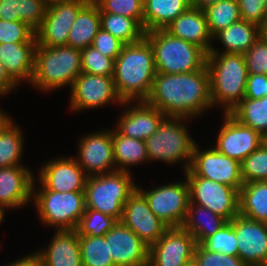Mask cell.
Here are the masks:
<instances>
[{
	"label": "cell",
	"instance_id": "6da1fadb",
	"mask_svg": "<svg viewBox=\"0 0 267 266\" xmlns=\"http://www.w3.org/2000/svg\"><path fill=\"white\" fill-rule=\"evenodd\" d=\"M145 101L166 117L193 119L201 116L203 112L213 108L207 66L186 73H156Z\"/></svg>",
	"mask_w": 267,
	"mask_h": 266
},
{
	"label": "cell",
	"instance_id": "7a4b0ae2",
	"mask_svg": "<svg viewBox=\"0 0 267 266\" xmlns=\"http://www.w3.org/2000/svg\"><path fill=\"white\" fill-rule=\"evenodd\" d=\"M155 75L153 50L145 38L123 45L115 59L113 74L115 89L122 101L146 100Z\"/></svg>",
	"mask_w": 267,
	"mask_h": 266
},
{
	"label": "cell",
	"instance_id": "3957f363",
	"mask_svg": "<svg viewBox=\"0 0 267 266\" xmlns=\"http://www.w3.org/2000/svg\"><path fill=\"white\" fill-rule=\"evenodd\" d=\"M206 66L210 75V96L215 106L230 113L245 97L248 69L243 54L208 53Z\"/></svg>",
	"mask_w": 267,
	"mask_h": 266
},
{
	"label": "cell",
	"instance_id": "277c9868",
	"mask_svg": "<svg viewBox=\"0 0 267 266\" xmlns=\"http://www.w3.org/2000/svg\"><path fill=\"white\" fill-rule=\"evenodd\" d=\"M82 72L81 50L70 46L47 47L36 45L34 69L30 84L48 92L73 85Z\"/></svg>",
	"mask_w": 267,
	"mask_h": 266
},
{
	"label": "cell",
	"instance_id": "5b68a950",
	"mask_svg": "<svg viewBox=\"0 0 267 266\" xmlns=\"http://www.w3.org/2000/svg\"><path fill=\"white\" fill-rule=\"evenodd\" d=\"M153 50L156 73L178 74L201 70L207 53L200 47L172 36L165 29L145 32Z\"/></svg>",
	"mask_w": 267,
	"mask_h": 266
},
{
	"label": "cell",
	"instance_id": "8992f818",
	"mask_svg": "<svg viewBox=\"0 0 267 266\" xmlns=\"http://www.w3.org/2000/svg\"><path fill=\"white\" fill-rule=\"evenodd\" d=\"M188 118L165 117L157 130L145 140L148 160L179 164L184 173L189 169L195 140L190 135ZM179 162V163H178Z\"/></svg>",
	"mask_w": 267,
	"mask_h": 266
},
{
	"label": "cell",
	"instance_id": "52a82bcc",
	"mask_svg": "<svg viewBox=\"0 0 267 266\" xmlns=\"http://www.w3.org/2000/svg\"><path fill=\"white\" fill-rule=\"evenodd\" d=\"M131 172L114 171L87 178L85 185L86 209H94L120 221L123 206L136 190Z\"/></svg>",
	"mask_w": 267,
	"mask_h": 266
},
{
	"label": "cell",
	"instance_id": "ba28073f",
	"mask_svg": "<svg viewBox=\"0 0 267 266\" xmlns=\"http://www.w3.org/2000/svg\"><path fill=\"white\" fill-rule=\"evenodd\" d=\"M33 199L42 224L55 230H75L86 210L85 192H56L36 190Z\"/></svg>",
	"mask_w": 267,
	"mask_h": 266
},
{
	"label": "cell",
	"instance_id": "9c48e42d",
	"mask_svg": "<svg viewBox=\"0 0 267 266\" xmlns=\"http://www.w3.org/2000/svg\"><path fill=\"white\" fill-rule=\"evenodd\" d=\"M184 180L148 190L136 186L147 200L151 211L169 227H181L187 214L190 197L187 180Z\"/></svg>",
	"mask_w": 267,
	"mask_h": 266
},
{
	"label": "cell",
	"instance_id": "30bf717a",
	"mask_svg": "<svg viewBox=\"0 0 267 266\" xmlns=\"http://www.w3.org/2000/svg\"><path fill=\"white\" fill-rule=\"evenodd\" d=\"M194 144L189 169L183 176H198L237 190L243 186L241 163L218 152L214 147L201 149Z\"/></svg>",
	"mask_w": 267,
	"mask_h": 266
},
{
	"label": "cell",
	"instance_id": "8fae6325",
	"mask_svg": "<svg viewBox=\"0 0 267 266\" xmlns=\"http://www.w3.org/2000/svg\"><path fill=\"white\" fill-rule=\"evenodd\" d=\"M190 203L210 209L230 222L238 215L239 190L198 176H185Z\"/></svg>",
	"mask_w": 267,
	"mask_h": 266
},
{
	"label": "cell",
	"instance_id": "7c38bea8",
	"mask_svg": "<svg viewBox=\"0 0 267 266\" xmlns=\"http://www.w3.org/2000/svg\"><path fill=\"white\" fill-rule=\"evenodd\" d=\"M70 109L74 112L100 108L110 103L120 106L123 101L118 96L113 77L81 72L70 89Z\"/></svg>",
	"mask_w": 267,
	"mask_h": 266
},
{
	"label": "cell",
	"instance_id": "4fadbf2b",
	"mask_svg": "<svg viewBox=\"0 0 267 266\" xmlns=\"http://www.w3.org/2000/svg\"><path fill=\"white\" fill-rule=\"evenodd\" d=\"M78 164L87 177L98 176L116 171L113 157L112 129L89 133L78 141Z\"/></svg>",
	"mask_w": 267,
	"mask_h": 266
},
{
	"label": "cell",
	"instance_id": "5bb4252c",
	"mask_svg": "<svg viewBox=\"0 0 267 266\" xmlns=\"http://www.w3.org/2000/svg\"><path fill=\"white\" fill-rule=\"evenodd\" d=\"M222 127L219 128L213 147L220 153L242 162L266 139L251 127L245 126L230 113H224Z\"/></svg>",
	"mask_w": 267,
	"mask_h": 266
},
{
	"label": "cell",
	"instance_id": "9a60e30c",
	"mask_svg": "<svg viewBox=\"0 0 267 266\" xmlns=\"http://www.w3.org/2000/svg\"><path fill=\"white\" fill-rule=\"evenodd\" d=\"M38 170L39 189L56 192L84 191L87 176L73 156L58 157L46 161Z\"/></svg>",
	"mask_w": 267,
	"mask_h": 266
},
{
	"label": "cell",
	"instance_id": "2e32d148",
	"mask_svg": "<svg viewBox=\"0 0 267 266\" xmlns=\"http://www.w3.org/2000/svg\"><path fill=\"white\" fill-rule=\"evenodd\" d=\"M120 221L149 247L170 228L151 211L147 200L137 189L124 204Z\"/></svg>",
	"mask_w": 267,
	"mask_h": 266
},
{
	"label": "cell",
	"instance_id": "e0dca14e",
	"mask_svg": "<svg viewBox=\"0 0 267 266\" xmlns=\"http://www.w3.org/2000/svg\"><path fill=\"white\" fill-rule=\"evenodd\" d=\"M196 241L182 227H170L149 247L150 266H185L194 258Z\"/></svg>",
	"mask_w": 267,
	"mask_h": 266
},
{
	"label": "cell",
	"instance_id": "ac0fdd59",
	"mask_svg": "<svg viewBox=\"0 0 267 266\" xmlns=\"http://www.w3.org/2000/svg\"><path fill=\"white\" fill-rule=\"evenodd\" d=\"M233 225L238 244V257L246 266L267 265V223L235 216Z\"/></svg>",
	"mask_w": 267,
	"mask_h": 266
},
{
	"label": "cell",
	"instance_id": "d6986e66",
	"mask_svg": "<svg viewBox=\"0 0 267 266\" xmlns=\"http://www.w3.org/2000/svg\"><path fill=\"white\" fill-rule=\"evenodd\" d=\"M104 237L115 266H146L148 264L149 246L121 221H117Z\"/></svg>",
	"mask_w": 267,
	"mask_h": 266
},
{
	"label": "cell",
	"instance_id": "ffe728a7",
	"mask_svg": "<svg viewBox=\"0 0 267 266\" xmlns=\"http://www.w3.org/2000/svg\"><path fill=\"white\" fill-rule=\"evenodd\" d=\"M121 106L128 107L125 111H122L121 116H118L120 118L116 122L115 129L121 135L143 141L157 130L166 117L159 109L145 100L123 101Z\"/></svg>",
	"mask_w": 267,
	"mask_h": 266
},
{
	"label": "cell",
	"instance_id": "44dd1931",
	"mask_svg": "<svg viewBox=\"0 0 267 266\" xmlns=\"http://www.w3.org/2000/svg\"><path fill=\"white\" fill-rule=\"evenodd\" d=\"M85 5L66 3L47 7L42 24L35 31L37 44L47 47L66 46L70 29Z\"/></svg>",
	"mask_w": 267,
	"mask_h": 266
},
{
	"label": "cell",
	"instance_id": "7402d4cb",
	"mask_svg": "<svg viewBox=\"0 0 267 266\" xmlns=\"http://www.w3.org/2000/svg\"><path fill=\"white\" fill-rule=\"evenodd\" d=\"M33 172L24 165L0 168V203L6 209L27 206L33 199Z\"/></svg>",
	"mask_w": 267,
	"mask_h": 266
},
{
	"label": "cell",
	"instance_id": "603a6c76",
	"mask_svg": "<svg viewBox=\"0 0 267 266\" xmlns=\"http://www.w3.org/2000/svg\"><path fill=\"white\" fill-rule=\"evenodd\" d=\"M46 247L35 252L43 266H82L76 230H55Z\"/></svg>",
	"mask_w": 267,
	"mask_h": 266
},
{
	"label": "cell",
	"instance_id": "cb8c5ba5",
	"mask_svg": "<svg viewBox=\"0 0 267 266\" xmlns=\"http://www.w3.org/2000/svg\"><path fill=\"white\" fill-rule=\"evenodd\" d=\"M165 30L172 36L202 48L207 54L212 46V35L209 32L204 10L190 7L171 22Z\"/></svg>",
	"mask_w": 267,
	"mask_h": 266
},
{
	"label": "cell",
	"instance_id": "d4e9b609",
	"mask_svg": "<svg viewBox=\"0 0 267 266\" xmlns=\"http://www.w3.org/2000/svg\"><path fill=\"white\" fill-rule=\"evenodd\" d=\"M37 42L1 43L0 61L10 78L19 86L31 81Z\"/></svg>",
	"mask_w": 267,
	"mask_h": 266
},
{
	"label": "cell",
	"instance_id": "484cf974",
	"mask_svg": "<svg viewBox=\"0 0 267 266\" xmlns=\"http://www.w3.org/2000/svg\"><path fill=\"white\" fill-rule=\"evenodd\" d=\"M260 37V27L243 19L217 32L212 40H219L224 50L220 52L215 45L209 53H236L244 54Z\"/></svg>",
	"mask_w": 267,
	"mask_h": 266
},
{
	"label": "cell",
	"instance_id": "4316f807",
	"mask_svg": "<svg viewBox=\"0 0 267 266\" xmlns=\"http://www.w3.org/2000/svg\"><path fill=\"white\" fill-rule=\"evenodd\" d=\"M190 7L191 0H143L144 31L165 29Z\"/></svg>",
	"mask_w": 267,
	"mask_h": 266
},
{
	"label": "cell",
	"instance_id": "83f0119b",
	"mask_svg": "<svg viewBox=\"0 0 267 266\" xmlns=\"http://www.w3.org/2000/svg\"><path fill=\"white\" fill-rule=\"evenodd\" d=\"M227 223L225 218L215 214L210 209L189 202L187 214L181 227L193 236L196 244H201Z\"/></svg>",
	"mask_w": 267,
	"mask_h": 266
},
{
	"label": "cell",
	"instance_id": "f1b7e54d",
	"mask_svg": "<svg viewBox=\"0 0 267 266\" xmlns=\"http://www.w3.org/2000/svg\"><path fill=\"white\" fill-rule=\"evenodd\" d=\"M100 28V9L95 2H90L78 12L70 29L67 46L85 49L92 45Z\"/></svg>",
	"mask_w": 267,
	"mask_h": 266
},
{
	"label": "cell",
	"instance_id": "f546056e",
	"mask_svg": "<svg viewBox=\"0 0 267 266\" xmlns=\"http://www.w3.org/2000/svg\"><path fill=\"white\" fill-rule=\"evenodd\" d=\"M112 143L116 171L131 172L132 166L149 162L145 141L121 135L114 128Z\"/></svg>",
	"mask_w": 267,
	"mask_h": 266
},
{
	"label": "cell",
	"instance_id": "4dcf8cb0",
	"mask_svg": "<svg viewBox=\"0 0 267 266\" xmlns=\"http://www.w3.org/2000/svg\"><path fill=\"white\" fill-rule=\"evenodd\" d=\"M45 0H1L0 20L22 21L35 31L46 15Z\"/></svg>",
	"mask_w": 267,
	"mask_h": 266
},
{
	"label": "cell",
	"instance_id": "1f68e13d",
	"mask_svg": "<svg viewBox=\"0 0 267 266\" xmlns=\"http://www.w3.org/2000/svg\"><path fill=\"white\" fill-rule=\"evenodd\" d=\"M238 215L267 223V181L243 184L239 190Z\"/></svg>",
	"mask_w": 267,
	"mask_h": 266
},
{
	"label": "cell",
	"instance_id": "d6a6232c",
	"mask_svg": "<svg viewBox=\"0 0 267 266\" xmlns=\"http://www.w3.org/2000/svg\"><path fill=\"white\" fill-rule=\"evenodd\" d=\"M14 122L9 117L0 127V168L22 165L24 133Z\"/></svg>",
	"mask_w": 267,
	"mask_h": 266
},
{
	"label": "cell",
	"instance_id": "836d02e7",
	"mask_svg": "<svg viewBox=\"0 0 267 266\" xmlns=\"http://www.w3.org/2000/svg\"><path fill=\"white\" fill-rule=\"evenodd\" d=\"M230 114L267 140V96L261 99L243 98Z\"/></svg>",
	"mask_w": 267,
	"mask_h": 266
},
{
	"label": "cell",
	"instance_id": "e575fe53",
	"mask_svg": "<svg viewBox=\"0 0 267 266\" xmlns=\"http://www.w3.org/2000/svg\"><path fill=\"white\" fill-rule=\"evenodd\" d=\"M100 25L105 31L124 44L141 41L145 37L144 28L133 18L113 13H100Z\"/></svg>",
	"mask_w": 267,
	"mask_h": 266
},
{
	"label": "cell",
	"instance_id": "d590c367",
	"mask_svg": "<svg viewBox=\"0 0 267 266\" xmlns=\"http://www.w3.org/2000/svg\"><path fill=\"white\" fill-rule=\"evenodd\" d=\"M212 37L241 19L239 4L234 0H218L204 9Z\"/></svg>",
	"mask_w": 267,
	"mask_h": 266
},
{
	"label": "cell",
	"instance_id": "8d00e7d4",
	"mask_svg": "<svg viewBox=\"0 0 267 266\" xmlns=\"http://www.w3.org/2000/svg\"><path fill=\"white\" fill-rule=\"evenodd\" d=\"M82 266H115L104 236L79 235Z\"/></svg>",
	"mask_w": 267,
	"mask_h": 266
},
{
	"label": "cell",
	"instance_id": "74e56055",
	"mask_svg": "<svg viewBox=\"0 0 267 266\" xmlns=\"http://www.w3.org/2000/svg\"><path fill=\"white\" fill-rule=\"evenodd\" d=\"M241 176L244 184L267 181V140L241 162Z\"/></svg>",
	"mask_w": 267,
	"mask_h": 266
},
{
	"label": "cell",
	"instance_id": "f35d334b",
	"mask_svg": "<svg viewBox=\"0 0 267 266\" xmlns=\"http://www.w3.org/2000/svg\"><path fill=\"white\" fill-rule=\"evenodd\" d=\"M117 223L109 215L94 209H86L76 227L78 235L104 236Z\"/></svg>",
	"mask_w": 267,
	"mask_h": 266
},
{
	"label": "cell",
	"instance_id": "ab89813d",
	"mask_svg": "<svg viewBox=\"0 0 267 266\" xmlns=\"http://www.w3.org/2000/svg\"><path fill=\"white\" fill-rule=\"evenodd\" d=\"M201 245L211 252L238 256V244L233 225L228 222L212 236L207 237Z\"/></svg>",
	"mask_w": 267,
	"mask_h": 266
},
{
	"label": "cell",
	"instance_id": "60d3db41",
	"mask_svg": "<svg viewBox=\"0 0 267 266\" xmlns=\"http://www.w3.org/2000/svg\"><path fill=\"white\" fill-rule=\"evenodd\" d=\"M82 72L113 77L115 60L104 56L92 45L81 50Z\"/></svg>",
	"mask_w": 267,
	"mask_h": 266
},
{
	"label": "cell",
	"instance_id": "b9f144b4",
	"mask_svg": "<svg viewBox=\"0 0 267 266\" xmlns=\"http://www.w3.org/2000/svg\"><path fill=\"white\" fill-rule=\"evenodd\" d=\"M100 13L131 17L143 27V0H97Z\"/></svg>",
	"mask_w": 267,
	"mask_h": 266
},
{
	"label": "cell",
	"instance_id": "7bdbcfd3",
	"mask_svg": "<svg viewBox=\"0 0 267 266\" xmlns=\"http://www.w3.org/2000/svg\"><path fill=\"white\" fill-rule=\"evenodd\" d=\"M27 42H37L33 28L22 21L0 20V44Z\"/></svg>",
	"mask_w": 267,
	"mask_h": 266
},
{
	"label": "cell",
	"instance_id": "ee69618b",
	"mask_svg": "<svg viewBox=\"0 0 267 266\" xmlns=\"http://www.w3.org/2000/svg\"><path fill=\"white\" fill-rule=\"evenodd\" d=\"M194 259L199 266H246L238 256L211 252L201 244H196Z\"/></svg>",
	"mask_w": 267,
	"mask_h": 266
},
{
	"label": "cell",
	"instance_id": "f6af8a7d",
	"mask_svg": "<svg viewBox=\"0 0 267 266\" xmlns=\"http://www.w3.org/2000/svg\"><path fill=\"white\" fill-rule=\"evenodd\" d=\"M243 55L248 74L267 75V43L261 37Z\"/></svg>",
	"mask_w": 267,
	"mask_h": 266
},
{
	"label": "cell",
	"instance_id": "bcb514c9",
	"mask_svg": "<svg viewBox=\"0 0 267 266\" xmlns=\"http://www.w3.org/2000/svg\"><path fill=\"white\" fill-rule=\"evenodd\" d=\"M123 45L122 41L102 28L99 29L92 42V46L100 53L114 60L119 56Z\"/></svg>",
	"mask_w": 267,
	"mask_h": 266
},
{
	"label": "cell",
	"instance_id": "7dc6e473",
	"mask_svg": "<svg viewBox=\"0 0 267 266\" xmlns=\"http://www.w3.org/2000/svg\"><path fill=\"white\" fill-rule=\"evenodd\" d=\"M241 19L261 27L265 23V0H239Z\"/></svg>",
	"mask_w": 267,
	"mask_h": 266
},
{
	"label": "cell",
	"instance_id": "c3c4849f",
	"mask_svg": "<svg viewBox=\"0 0 267 266\" xmlns=\"http://www.w3.org/2000/svg\"><path fill=\"white\" fill-rule=\"evenodd\" d=\"M265 96H267V75L249 74L244 98L261 99Z\"/></svg>",
	"mask_w": 267,
	"mask_h": 266
},
{
	"label": "cell",
	"instance_id": "681fc988",
	"mask_svg": "<svg viewBox=\"0 0 267 266\" xmlns=\"http://www.w3.org/2000/svg\"><path fill=\"white\" fill-rule=\"evenodd\" d=\"M16 87H18V85L10 78L5 71L4 65L0 61V97L6 94L9 95L12 91L16 93Z\"/></svg>",
	"mask_w": 267,
	"mask_h": 266
},
{
	"label": "cell",
	"instance_id": "f907efd6",
	"mask_svg": "<svg viewBox=\"0 0 267 266\" xmlns=\"http://www.w3.org/2000/svg\"><path fill=\"white\" fill-rule=\"evenodd\" d=\"M19 258L13 263L6 264V266H43L40 257L35 252Z\"/></svg>",
	"mask_w": 267,
	"mask_h": 266
},
{
	"label": "cell",
	"instance_id": "816d5d0a",
	"mask_svg": "<svg viewBox=\"0 0 267 266\" xmlns=\"http://www.w3.org/2000/svg\"><path fill=\"white\" fill-rule=\"evenodd\" d=\"M66 3H74V4H89V0H45V4L47 7L54 6L58 4H66Z\"/></svg>",
	"mask_w": 267,
	"mask_h": 266
},
{
	"label": "cell",
	"instance_id": "f5cc1de1",
	"mask_svg": "<svg viewBox=\"0 0 267 266\" xmlns=\"http://www.w3.org/2000/svg\"><path fill=\"white\" fill-rule=\"evenodd\" d=\"M218 0H191V7L204 10L206 7L216 3Z\"/></svg>",
	"mask_w": 267,
	"mask_h": 266
},
{
	"label": "cell",
	"instance_id": "db71d44e",
	"mask_svg": "<svg viewBox=\"0 0 267 266\" xmlns=\"http://www.w3.org/2000/svg\"><path fill=\"white\" fill-rule=\"evenodd\" d=\"M260 37L267 43V22L260 27Z\"/></svg>",
	"mask_w": 267,
	"mask_h": 266
},
{
	"label": "cell",
	"instance_id": "11a10c76",
	"mask_svg": "<svg viewBox=\"0 0 267 266\" xmlns=\"http://www.w3.org/2000/svg\"><path fill=\"white\" fill-rule=\"evenodd\" d=\"M10 116L6 111H3L0 108V127L5 123V121L9 118Z\"/></svg>",
	"mask_w": 267,
	"mask_h": 266
},
{
	"label": "cell",
	"instance_id": "9f6ffc18",
	"mask_svg": "<svg viewBox=\"0 0 267 266\" xmlns=\"http://www.w3.org/2000/svg\"><path fill=\"white\" fill-rule=\"evenodd\" d=\"M6 208L0 203V223L4 221Z\"/></svg>",
	"mask_w": 267,
	"mask_h": 266
},
{
	"label": "cell",
	"instance_id": "6f0895ef",
	"mask_svg": "<svg viewBox=\"0 0 267 266\" xmlns=\"http://www.w3.org/2000/svg\"><path fill=\"white\" fill-rule=\"evenodd\" d=\"M185 266H199L197 261L193 258L192 260L188 261Z\"/></svg>",
	"mask_w": 267,
	"mask_h": 266
},
{
	"label": "cell",
	"instance_id": "680465c9",
	"mask_svg": "<svg viewBox=\"0 0 267 266\" xmlns=\"http://www.w3.org/2000/svg\"><path fill=\"white\" fill-rule=\"evenodd\" d=\"M265 22H267V0H265Z\"/></svg>",
	"mask_w": 267,
	"mask_h": 266
}]
</instances>
